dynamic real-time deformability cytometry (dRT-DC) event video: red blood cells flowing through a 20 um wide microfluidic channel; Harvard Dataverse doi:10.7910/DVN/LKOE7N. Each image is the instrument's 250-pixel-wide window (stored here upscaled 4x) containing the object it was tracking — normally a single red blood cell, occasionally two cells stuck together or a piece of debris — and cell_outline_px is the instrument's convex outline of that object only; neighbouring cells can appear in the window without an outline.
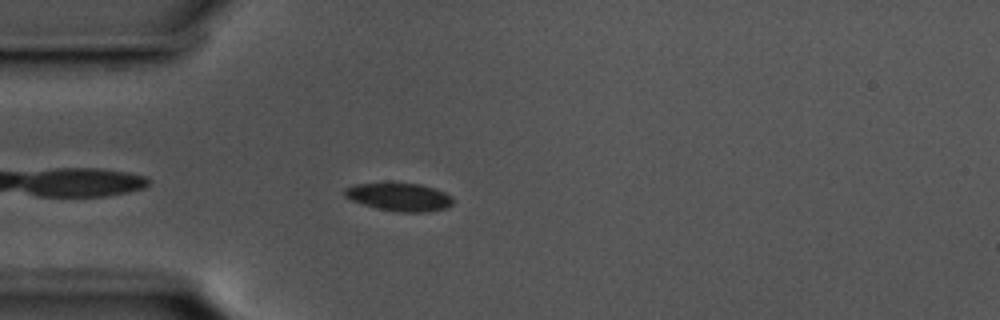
{"species": "common noctule bat (a hibernating species)", "species_latin": "Nyctalus noctula", "temperature_condition": "cold", "stored_images_in_passage": 44, "camera_frame_rate_fps": 3000, "um_per_image_px": 0.085, "animal": {"sex": "male", "body_mass_g": 17.5, "forearm_length_mm": 52.3}, "frame": {"image": 1, "passage_image": 3, "time_ms": 0.667, "image_size_px": [1000, 320], "cell_outline_px": [[452, 204], [448, 208], [428, 212], [400, 212], [376, 208], [352, 200], [344, 196], [344, 188], [356, 184], [420, 184], [436, 188], [452, 196]], "centroid_in_image_um": [33.98, 16.76], "position_along_channel_um": 51.0, "area_um2": 17.51}}
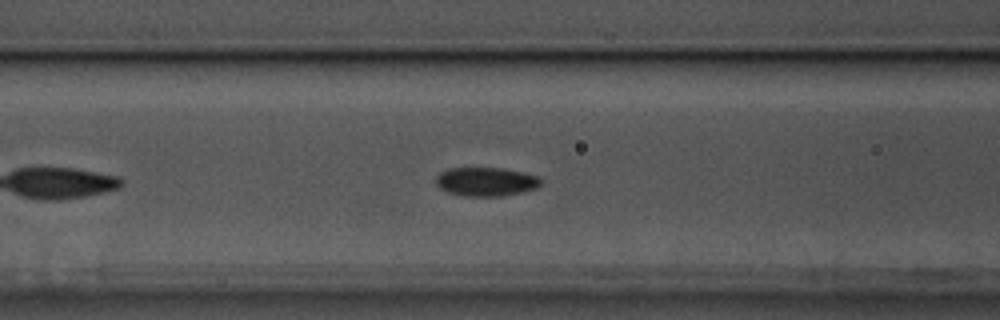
{"frame": {"image": 2, "passage_image": 10, "time_ms": 3.0, "image_size_px": [1000, 320], "cell_outline_px": [[540, 184], [536, 188], [524, 192], [500, 196], [464, 196], [448, 192], [440, 188], [436, 184], [436, 176], [440, 172], [448, 168], [504, 168], [536, 176], [540, 180]], "centroid_in_image_um": [41.27, 15.44], "position_along_channel_um": 125.3, "area_um2": 17.51}}
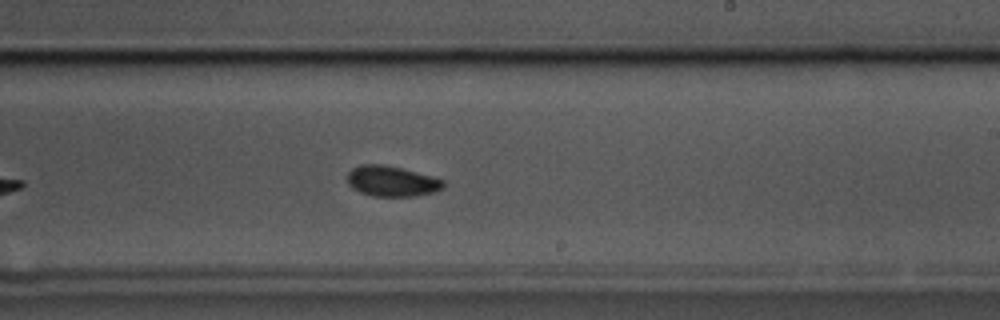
{"frame": {"image": 3, "passage_image": 21, "time_ms": 6.667, "image_size_px": [1000, 320], "cell_outline_px": [[444, 188], [436, 192], [416, 196], [372, 196], [360, 192], [352, 188], [348, 184], [348, 172], [352, 168], [360, 164], [384, 164], [432, 176], [444, 180]], "centroid_in_image_um": [33.3, 15.4], "position_along_channel_um": 255.7, "area_um2": 17.17}, "authors_computed_cell_mechanics": {"area_um2": 16.9065, "velocity_mm_per_s": 3.5643, "shape_relaxation_time_tau1_ms": 4.9328, "shape_relaxation_time_tau2_ms": 4.7967, "deformation_change_tau1": 0.0761, "deformation_change_tau2": 0.0632}}